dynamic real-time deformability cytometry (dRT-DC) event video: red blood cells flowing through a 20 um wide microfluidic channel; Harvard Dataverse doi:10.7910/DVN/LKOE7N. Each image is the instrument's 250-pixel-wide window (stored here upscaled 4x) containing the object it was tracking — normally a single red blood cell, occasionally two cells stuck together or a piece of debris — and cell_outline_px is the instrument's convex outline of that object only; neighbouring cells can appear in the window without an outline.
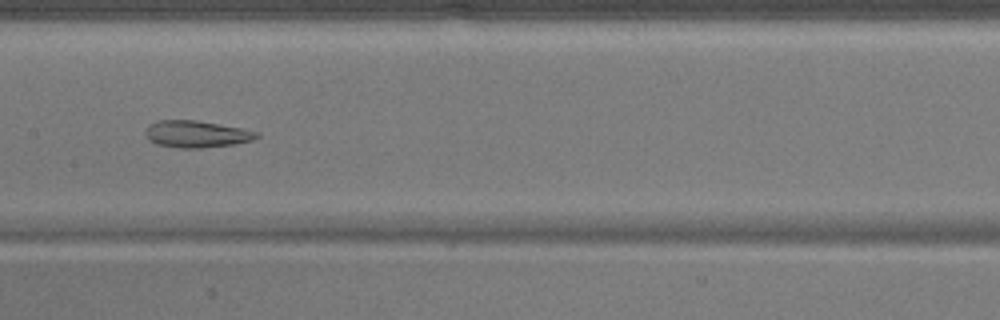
{"species": "common noctule bat (a hibernating species)", "species_latin": "Nyctalus noctula", "temperature_condition": "warm", "stored_images_in_passage": 43, "camera_frame_rate_fps": 3000, "um_per_image_px": 0.085, "animal": {"sex": "male", "body_mass_g": 17.9}, "frame": {"image": 1, "passage_image": 18, "time_ms": 5.667, "image_size_px": [1000, 320], "cell_outline_px": [[260, 136], [252, 140], [236, 144], [200, 148], [180, 148], [156, 144], [148, 140], [144, 132], [148, 124], [160, 120], [196, 120], [240, 128], [260, 132]], "centroid_in_image_um": [16.68, 11.4], "position_along_channel_um": 190.7, "area_um2": 17.51}}
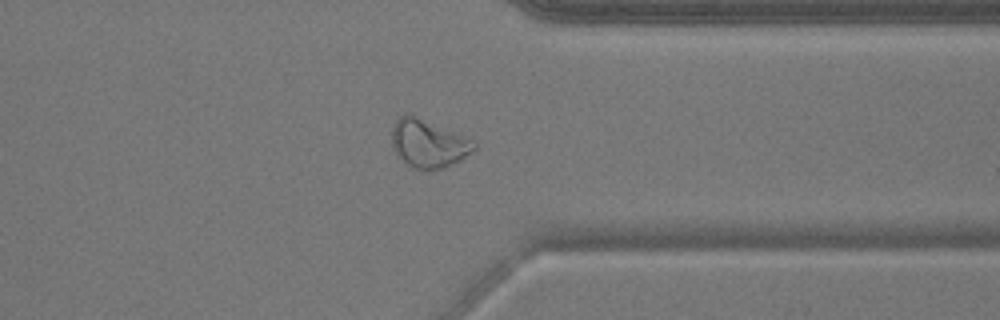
{"frame": {"image": 2, "passage_image": 32, "time_ms": 10.333, "image_size_px": [1000, 320], "cell_outline_px": [[476, 148], [472, 152], [460, 160], [452, 164], [440, 168], [412, 168], [396, 156], [392, 148], [392, 128], [396, 120], [400, 116], [416, 116], [476, 140]], "centroid_in_image_um": [36.42, 12.2], "position_along_channel_um": 375.0, "area_um2": 22.83}}
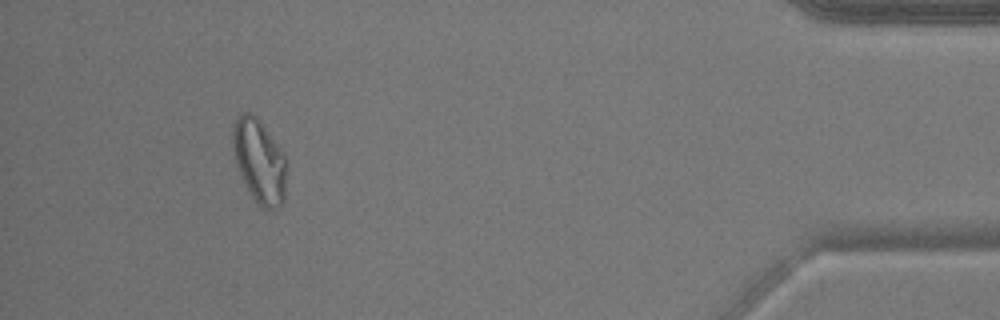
{"frame": {"image": 3, "passage_image": 39, "time_ms": 12.667, "image_size_px": [1000, 320], "cell_outline_px": [[284, 200], [272, 212], [264, 208], [248, 192], [236, 164], [232, 144], [232, 132], [236, 120], [240, 112], [252, 112], [284, 152]], "centroid_in_image_um": [22.01, 13.68], "position_along_channel_um": 413.2, "area_um2": 25.78}}